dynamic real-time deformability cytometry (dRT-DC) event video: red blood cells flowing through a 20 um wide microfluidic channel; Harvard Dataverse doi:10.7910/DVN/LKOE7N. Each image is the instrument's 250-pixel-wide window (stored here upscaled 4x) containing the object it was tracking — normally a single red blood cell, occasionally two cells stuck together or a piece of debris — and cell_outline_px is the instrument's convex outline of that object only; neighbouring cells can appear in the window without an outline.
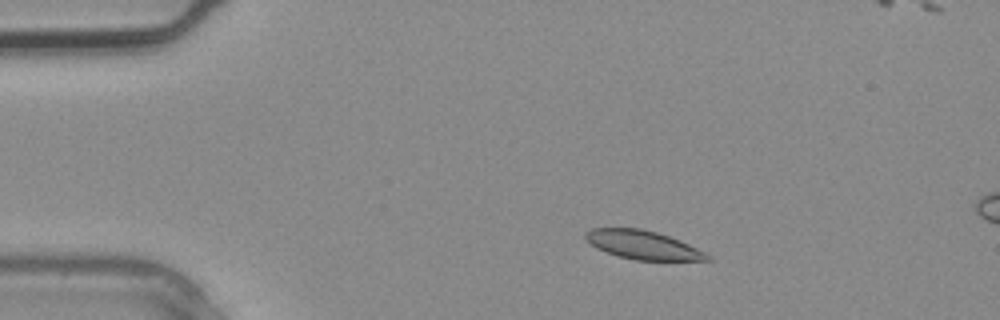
{"species": "common noctule bat (a hibernating species)", "species_latin": "Nyctalus noctula", "temperature_condition": "warm", "stored_images_in_passage": 3, "camera_frame_rate_fps": 3000, "um_per_image_px": 0.085, "animal": {"sex": "male", "body_mass_g": 20.4}, "frame": {"image": 1, "passage_image": 2, "time_ms": 0.333, "image_size_px": [1000, 320], "cell_outline_px": [[712, 260], [636, 260], [620, 256], [596, 248], [584, 236], [584, 232], [592, 228], [640, 228], [656, 232], [680, 240], [712, 256]], "centroid_in_image_um": [54.65, 20.81], "position_along_channel_um": 30.3, "area_um2": 20.06}}